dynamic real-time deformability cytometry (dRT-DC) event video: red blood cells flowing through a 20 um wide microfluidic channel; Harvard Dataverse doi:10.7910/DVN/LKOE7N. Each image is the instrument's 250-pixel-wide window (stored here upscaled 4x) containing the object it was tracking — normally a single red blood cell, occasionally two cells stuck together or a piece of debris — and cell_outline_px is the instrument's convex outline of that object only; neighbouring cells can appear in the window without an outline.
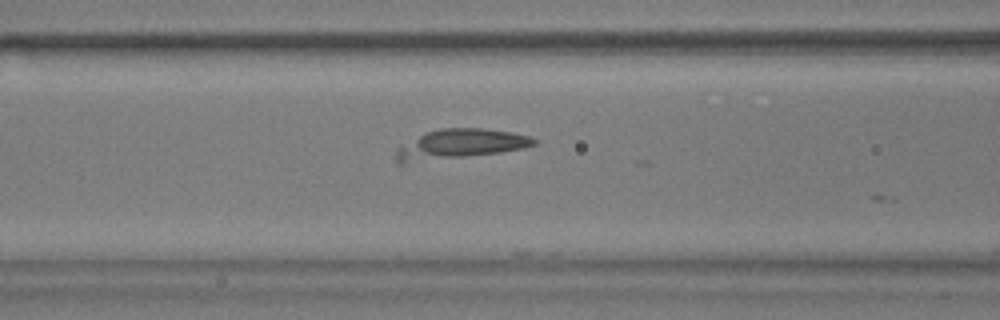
{"species": "common noctule bat (a hibernating species)", "species_latin": "Nyctalus noctula", "temperature_condition": "warm", "stored_images_in_passage": 18, "camera_frame_rate_fps": 3000, "um_per_image_px": 0.085, "animal": {"sex": "male", "body_mass_g": 17.9}, "frame": {"image": 1, "passage_image": 11, "time_ms": 3.333, "image_size_px": [1000, 320], "cell_outline_px": [[536, 144], [524, 148], [500, 152], [400, 164], [396, 164], [396, 152], [400, 148], [424, 132], [440, 128], [484, 128], [512, 132], [528, 136], [536, 140]], "centroid_in_image_um": [39.11, 12.25], "position_along_channel_um": 127.5, "area_um2": 23.47}}